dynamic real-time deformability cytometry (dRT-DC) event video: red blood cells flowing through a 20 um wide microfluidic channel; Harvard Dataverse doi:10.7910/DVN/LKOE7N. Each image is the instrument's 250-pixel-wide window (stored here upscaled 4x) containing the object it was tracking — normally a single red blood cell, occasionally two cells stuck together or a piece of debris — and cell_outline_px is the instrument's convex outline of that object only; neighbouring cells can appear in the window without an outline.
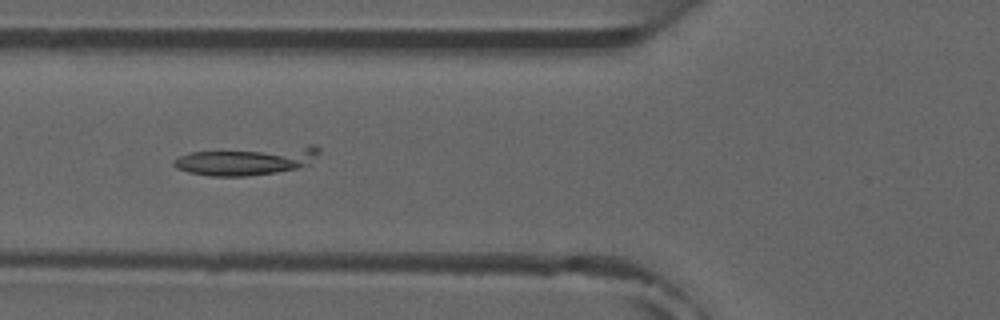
{"species": "common noctule bat (a hibernating species)", "species_latin": "Nyctalus noctula", "temperature_condition": "room temperature", "stored_images_in_passage": 10, "camera_frame_rate_fps": 3000, "um_per_image_px": 0.085, "animal": {"sex": "male", "forearm_length_mm": 52.5}, "frame": {"image": 1, "passage_image": 7, "time_ms": 6.667, "image_size_px": [1000, 320], "cell_outline_px": [[320, 152], [312, 164], [296, 168], [276, 172], [248, 176], [212, 176], [188, 172], [176, 168], [172, 164], [172, 160], [188, 152], [308, 144], [316, 144], [320, 148]], "centroid_in_image_um": [21.04, 13.63], "position_along_channel_um": 104.8, "area_um2": 24.68}}
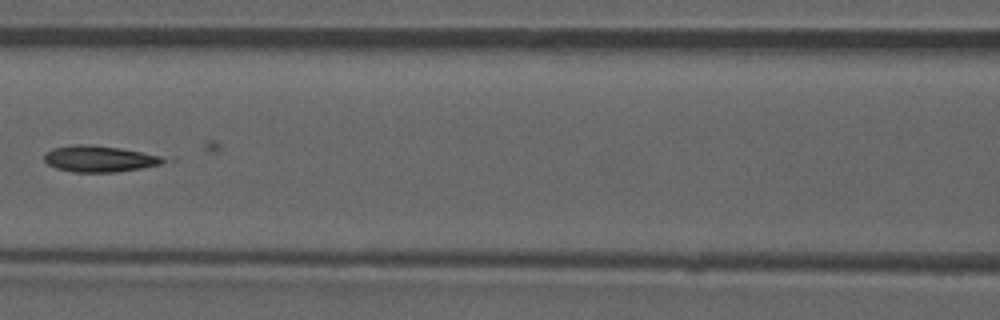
{"frame": {"image": 2, "passage_image": 8, "time_ms": 8.0, "image_size_px": [1000, 320], "cell_outline_px": [[176, 160], [160, 164], [140, 168], [116, 172], [72, 172], [56, 168], [48, 164], [44, 160], [44, 152], [52, 148], [72, 144], [88, 144], [120, 148], [176, 156]], "centroid_in_image_um": [8.63, 13.48], "position_along_channel_um": 158.0, "area_um2": 19.13}}